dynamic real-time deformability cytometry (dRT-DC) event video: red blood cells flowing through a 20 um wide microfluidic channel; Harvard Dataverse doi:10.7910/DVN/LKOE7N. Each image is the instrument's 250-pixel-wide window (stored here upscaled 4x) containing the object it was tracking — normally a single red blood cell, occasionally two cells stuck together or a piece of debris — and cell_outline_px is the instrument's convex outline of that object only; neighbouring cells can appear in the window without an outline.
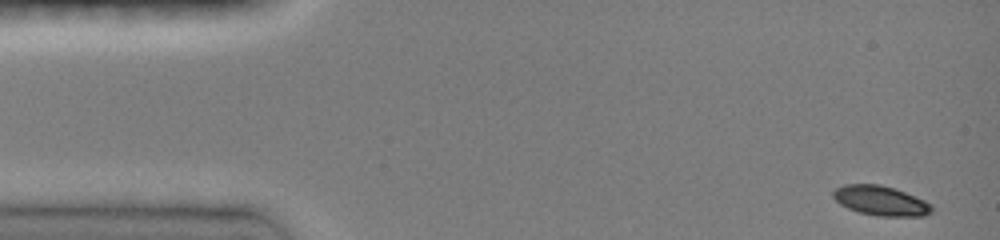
{"species": "common noctule bat (a hibernating species)", "species_latin": "Nyctalus noctula", "temperature_condition": "room temperature", "stored_images_in_passage": 9, "camera_frame_rate_fps": 3000, "um_per_image_px": 0.085, "animal": {"sex": "female", "body_mass_g": 19.0, "forearm_length_mm": 51.5}, "frame": {"image": 1, "passage_image": 1, "time_ms": 0.0, "image_size_px": [1000, 240], "cell_outline_px": [[932, 212], [924, 216], [876, 216], [860, 212], [848, 208], [840, 204], [832, 196], [832, 192], [836, 188], [844, 184], [880, 184], [904, 192], [924, 200], [932, 204]], "centroid_in_image_um": [74.85, 17.06], "position_along_channel_um": 10.1, "area_um2": 16.99}}
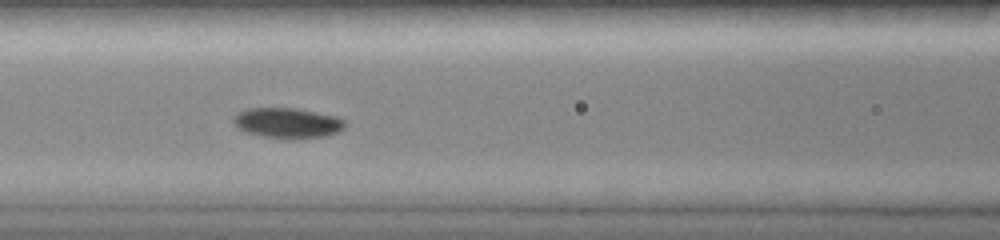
{"frame": {"image": 2, "passage_image": 7, "time_ms": 6.0, "image_size_px": [1000, 240], "cell_outline_px": [[344, 128], [340, 132], [328, 136], [292, 140], [280, 140], [244, 132], [232, 120], [232, 116], [236, 112], [248, 108], [296, 108], [336, 116], [344, 120]], "centroid_in_image_um": [24.43, 10.48], "position_along_channel_um": 142.2, "area_um2": 20.23}}